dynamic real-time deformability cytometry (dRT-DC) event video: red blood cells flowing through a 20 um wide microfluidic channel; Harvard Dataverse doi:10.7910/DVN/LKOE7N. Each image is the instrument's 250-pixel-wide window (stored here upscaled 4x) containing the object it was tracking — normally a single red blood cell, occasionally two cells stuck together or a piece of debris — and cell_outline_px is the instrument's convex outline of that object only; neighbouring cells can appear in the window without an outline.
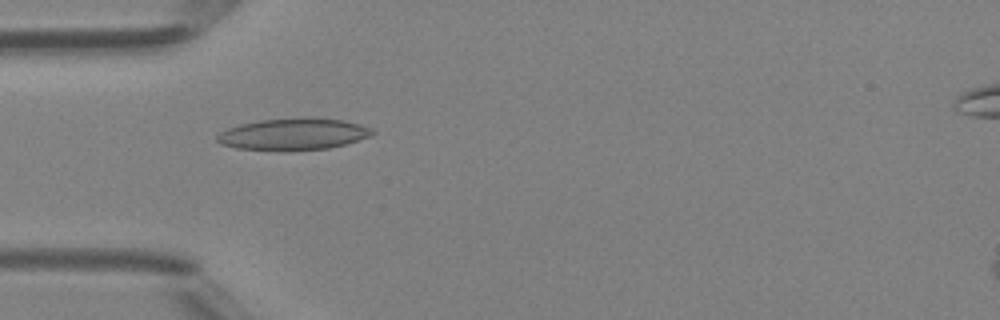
{"species": "Egyptian fruit bat (a non-hibernating species)", "species_latin": "Rousettus aegyptiacus", "temperature_condition": "room temperature", "stored_images_in_passage": 46, "camera_frame_rate_fps": 3000, "um_per_image_px": 0.085, "animal": {"sex": "female"}, "frame": {"image": 1, "passage_image": 13, "time_ms": 4.0, "image_size_px": [1000, 320], "cell_outline_px": [[376, 132], [372, 136], [344, 144], [328, 148], [288, 152], [284, 152], [236, 148], [220, 144], [216, 140], [216, 136], [220, 132], [228, 128], [240, 124], [260, 120], [304, 116], [340, 120], [360, 124], [372, 128]], "centroid_in_image_um": [24.92, 11.41], "position_along_channel_um": 60.1, "area_um2": 29.36}}
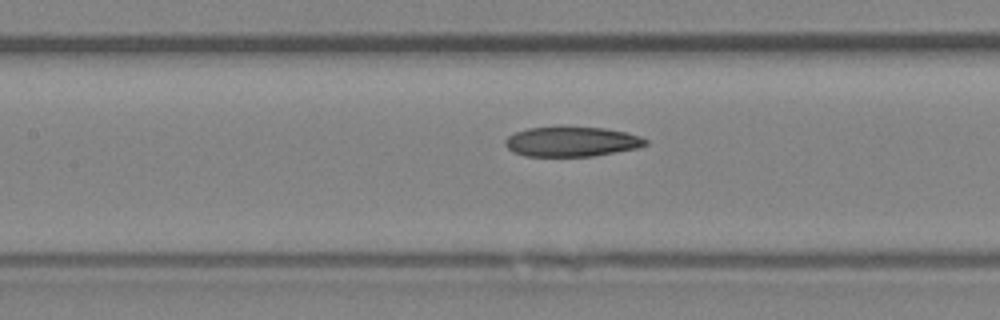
{"frame": {"image": 2, "passage_image": 20, "time_ms": 6.333, "image_size_px": [1000, 320], "cell_outline_px": [[648, 144], [636, 148], [592, 156], [524, 156], [512, 152], [504, 144], [504, 140], [508, 136], [516, 132], [528, 128], [560, 124], [564, 124], [604, 128], [628, 132], [640, 136], [648, 140]], "centroid_in_image_um": [48.56, 11.99], "position_along_channel_um": 158.8, "area_um2": 25.26}}
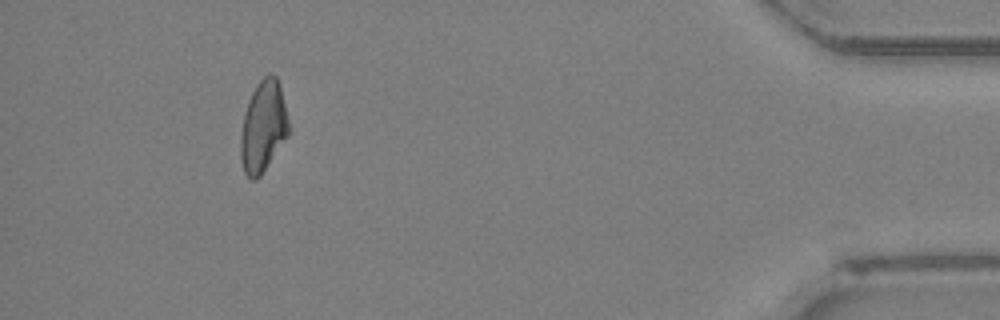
{"frame": {"image": 3, "passage_image": 42, "time_ms": 13.667, "image_size_px": [1000, 320], "cell_outline_px": [[288, 136], [260, 176], [256, 180], [252, 180], [244, 172], [240, 156], [240, 136], [244, 112], [248, 100], [256, 84], [268, 72], [272, 72], [276, 76], [280, 84], [288, 120]], "centroid_in_image_um": [22.36, 10.73], "position_along_channel_um": 412.8, "area_um2": 25.66}}